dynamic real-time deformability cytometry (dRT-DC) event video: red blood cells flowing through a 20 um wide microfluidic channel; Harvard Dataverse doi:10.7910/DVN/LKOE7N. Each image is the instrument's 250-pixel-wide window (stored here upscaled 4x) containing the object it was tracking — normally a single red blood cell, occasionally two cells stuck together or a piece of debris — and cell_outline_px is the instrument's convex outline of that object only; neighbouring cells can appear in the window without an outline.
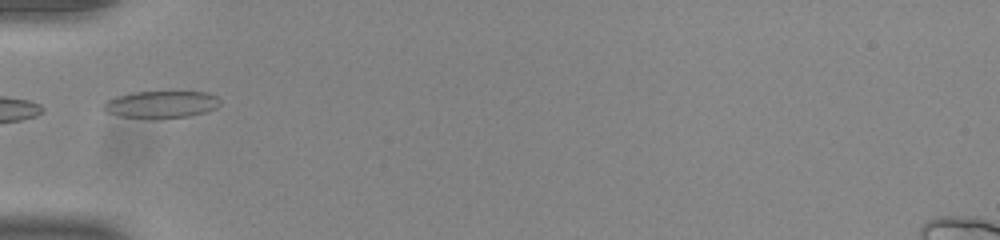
{"species": "common noctule bat (a hibernating species)", "species_latin": "Nyctalus noctula", "temperature_condition": "room temperature", "stored_images_in_passage": 21, "camera_frame_rate_fps": 3000, "um_per_image_px": 0.085, "animal": {"sex": "male", "body_mass_g": 20.0, "forearm_length_mm": 53.3}, "frame": {"image": 1, "passage_image": 1, "time_ms": 0.0, "image_size_px": [1000, 240], "cell_outline_px": [[220, 104], [216, 108], [204, 112], [188, 116], [120, 116], [108, 112], [104, 108], [104, 104], [108, 100], [116, 96], [132, 92], [208, 92], [216, 96], [220, 100]], "centroid_in_image_um": [13.75, 8.83], "position_along_channel_um": 71.3, "area_um2": 17.57}}
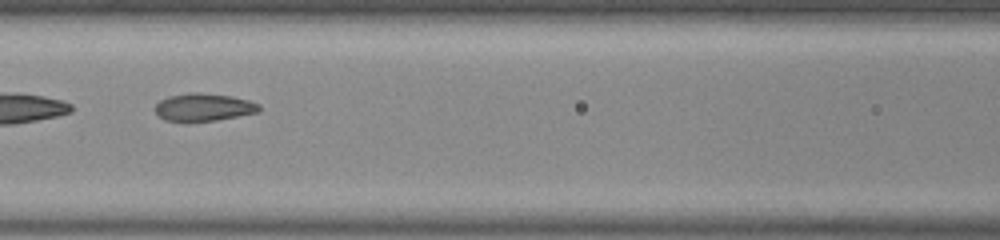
{"frame": {"image": 2, "passage_image": 7, "time_ms": 2.0, "image_size_px": [1000, 240], "cell_outline_px": [[260, 112], [216, 120], [188, 124], [164, 120], [152, 108], [160, 100], [168, 96], [192, 92], [200, 92], [232, 96], [248, 100], [260, 104]], "centroid_in_image_um": [17.27, 9.14], "position_along_channel_um": 149.3, "area_um2": 17.4}}
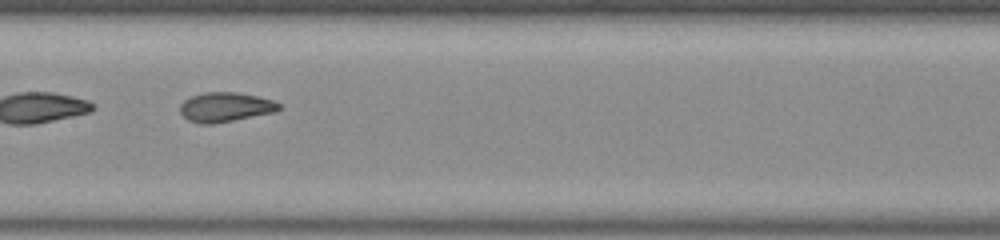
{"frame": {"image": 3, "passage_image": 10, "time_ms": 3.0, "image_size_px": [1000, 240], "cell_outline_px": [[284, 108], [276, 112], [212, 124], [200, 124], [188, 120], [180, 112], [180, 104], [184, 100], [192, 96], [204, 92], [236, 92], [256, 96], [272, 100], [280, 104]], "centroid_in_image_um": [19.17, 9.1], "position_along_channel_um": 188.2, "area_um2": 17.05}}